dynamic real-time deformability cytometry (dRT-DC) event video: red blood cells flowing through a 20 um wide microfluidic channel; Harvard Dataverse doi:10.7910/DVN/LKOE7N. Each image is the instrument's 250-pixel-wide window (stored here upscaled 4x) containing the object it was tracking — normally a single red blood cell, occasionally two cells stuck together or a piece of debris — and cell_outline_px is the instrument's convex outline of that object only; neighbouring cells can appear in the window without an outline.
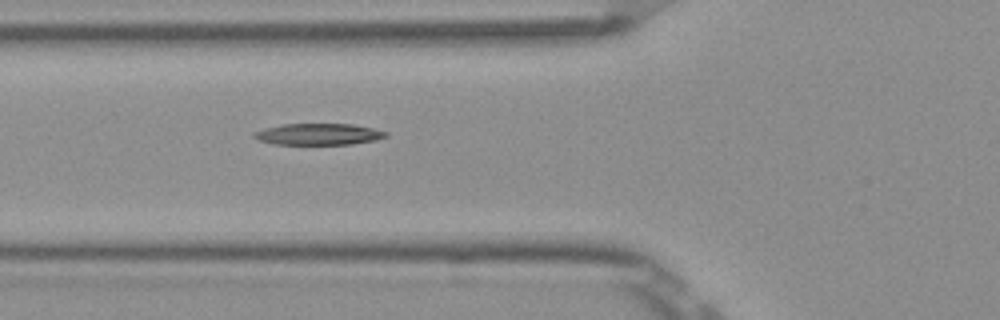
{"species": "Egyptian fruit bat (a non-hibernating species)", "species_latin": "Rousettus aegyptiacus", "temperature_condition": "room temperature", "stored_images_in_passage": 6, "camera_frame_rate_fps": 3000, "um_per_image_px": 0.085, "frame": {"image": 1, "passage_image": 6, "time_ms": 1.667, "image_size_px": [1000, 320], "cell_outline_px": [[388, 136], [376, 140], [352, 144], [272, 144], [260, 140], [252, 136], [252, 132], [264, 128], [284, 124], [352, 124], [372, 128], [388, 132]], "centroid_in_image_um": [27.07, 11.4], "position_along_channel_um": 98.7, "area_um2": 16.47}}